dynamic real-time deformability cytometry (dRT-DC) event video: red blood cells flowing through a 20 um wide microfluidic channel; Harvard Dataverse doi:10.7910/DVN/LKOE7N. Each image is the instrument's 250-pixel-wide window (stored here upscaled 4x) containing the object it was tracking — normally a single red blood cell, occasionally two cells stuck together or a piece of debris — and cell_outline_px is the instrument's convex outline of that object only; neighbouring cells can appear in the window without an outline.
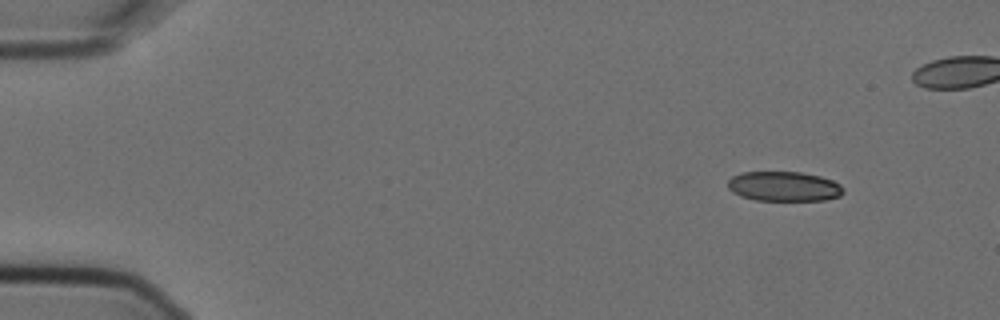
{"species": "Egyptian fruit bat (a non-hibernating species)", "species_latin": "Rousettus aegyptiacus", "temperature_condition": "cold", "stored_images_in_passage": 3, "camera_frame_rate_fps": 3000, "um_per_image_px": 0.085, "animal": {"sex": "female"}, "frame": {"image": 1, "passage_image": 1, "time_ms": 0.0, "image_size_px": [1000, 320], "cell_outline_px": [[844, 192], [840, 196], [824, 200], [756, 200], [740, 196], [732, 192], [728, 188], [728, 180], [732, 176], [740, 172], [800, 172], [820, 176], [832, 180], [840, 184], [844, 188]], "centroid_in_image_um": [66.63, 15.84], "position_along_channel_um": 18.4, "area_um2": 20.11}}